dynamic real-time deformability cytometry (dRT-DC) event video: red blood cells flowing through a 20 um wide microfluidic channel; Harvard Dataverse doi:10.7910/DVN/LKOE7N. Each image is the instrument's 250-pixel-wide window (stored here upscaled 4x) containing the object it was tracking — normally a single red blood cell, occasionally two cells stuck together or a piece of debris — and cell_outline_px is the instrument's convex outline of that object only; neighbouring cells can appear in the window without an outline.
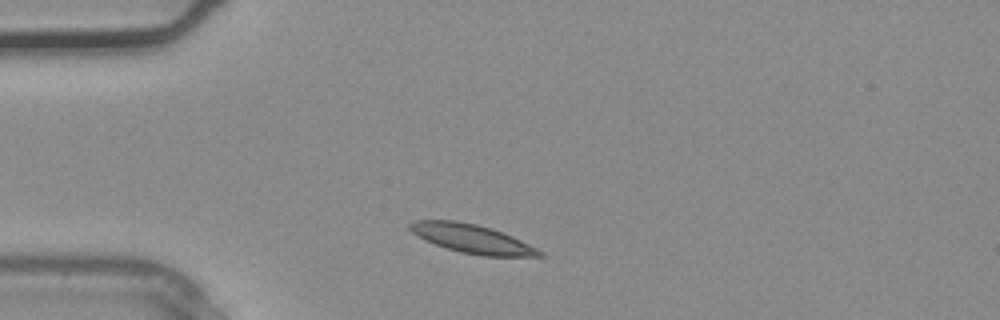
{"species": "common noctule bat (a hibernating species)", "species_latin": "Nyctalus noctula", "temperature_condition": "warm", "stored_images_in_passage": 4, "camera_frame_rate_fps": 3000, "um_per_image_px": 0.085, "animal": {"sex": "male", "body_mass_g": 20.4}, "frame": {"image": 1, "passage_image": 4, "time_ms": 1.0, "image_size_px": [1000, 320], "cell_outline_px": [[544, 256], [480, 256], [460, 252], [424, 240], [412, 232], [408, 228], [408, 224], [416, 220], [456, 220], [476, 224], [492, 228], [512, 236], [544, 252]], "centroid_in_image_um": [40.1, 20.28], "position_along_channel_um": 44.9, "area_um2": 21.62}}